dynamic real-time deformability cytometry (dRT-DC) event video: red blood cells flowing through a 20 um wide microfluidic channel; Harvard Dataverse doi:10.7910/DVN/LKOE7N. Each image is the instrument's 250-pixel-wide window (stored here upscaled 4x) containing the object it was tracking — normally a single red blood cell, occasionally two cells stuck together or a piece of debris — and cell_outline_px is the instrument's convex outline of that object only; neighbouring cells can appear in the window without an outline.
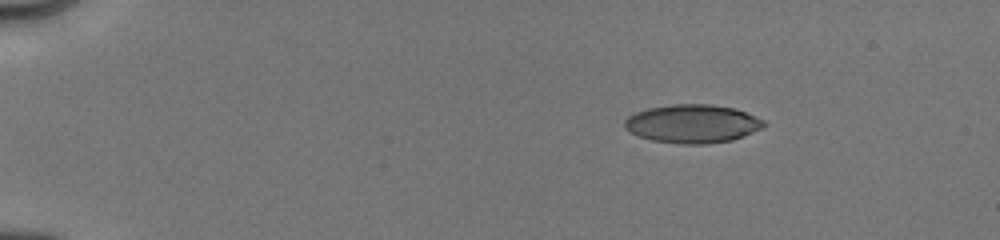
{"species": "human", "species_latin": "Homo sapiens", "temperature_condition": "cold", "stored_images_in_passage": 13, "camera_frame_rate_fps": 3000, "um_per_image_px": 0.085, "donor": {"sex": "male"}, "frame": {"image": 1, "passage_image": 1, "time_ms": 0.0, "image_size_px": [1000, 240], "cell_outline_px": [[768, 124], [764, 128], [744, 136], [732, 140], [708, 144], [680, 144], [652, 140], [640, 136], [624, 128], [624, 120], [628, 116], [636, 112], [648, 108], [672, 104], [712, 104], [736, 108], [764, 120]], "centroid_in_image_um": [58.9, 10.51], "position_along_channel_um": 26.1, "area_um2": 31.44}}
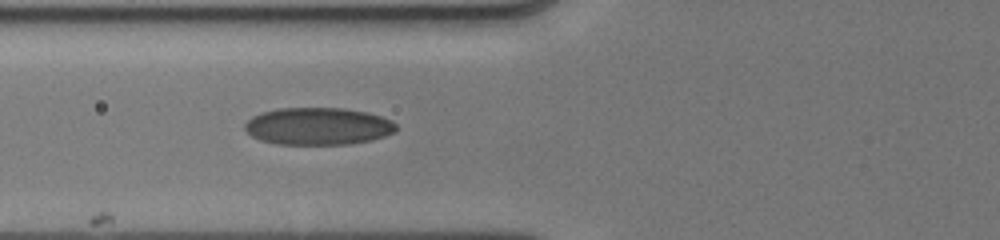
{"frame": {"image": 2, "passage_image": 8, "time_ms": 4.333, "image_size_px": [1000, 240], "cell_outline_px": [[396, 132], [372, 140], [348, 144], [276, 144], [260, 140], [252, 136], [244, 128], [244, 124], [252, 116], [260, 112], [280, 108], [344, 108], [368, 112], [392, 120], [396, 124]], "centroid_in_image_um": [27.04, 10.72], "position_along_channel_um": 98.8, "area_um2": 33.06}}
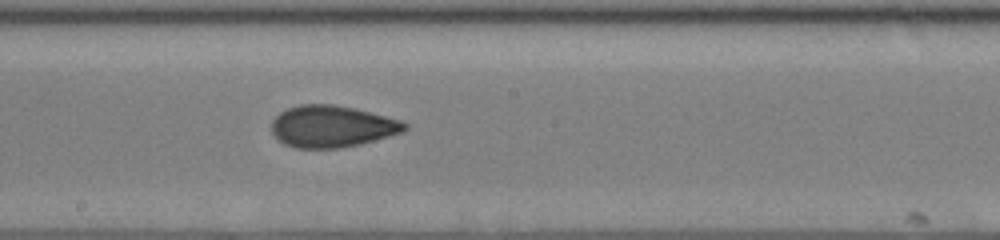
{"frame": {"image": 3, "passage_image": 13, "time_ms": 7.333, "image_size_px": [1000, 240], "cell_outline_px": [[408, 128], [404, 132], [360, 144], [340, 148], [296, 148], [284, 144], [272, 132], [272, 120], [280, 112], [288, 108], [300, 104], [332, 104], [356, 108], [400, 120], [408, 124]], "centroid_in_image_um": [28.24, 10.74], "position_along_channel_um": 220.0, "area_um2": 32.43}}